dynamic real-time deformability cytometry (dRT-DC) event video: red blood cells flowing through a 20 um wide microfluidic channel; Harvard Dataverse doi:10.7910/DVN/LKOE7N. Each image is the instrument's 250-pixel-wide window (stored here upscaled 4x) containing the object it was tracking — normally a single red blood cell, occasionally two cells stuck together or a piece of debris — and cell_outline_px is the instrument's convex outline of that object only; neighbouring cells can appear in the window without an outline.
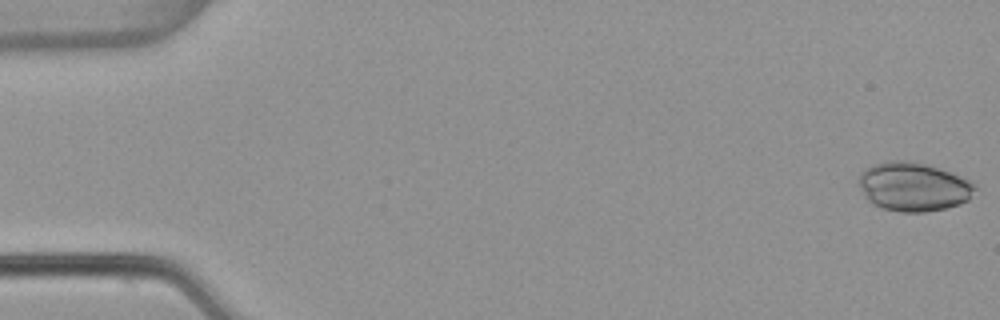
{"species": "common noctule bat (a hibernating species)", "species_latin": "Nyctalus noctula", "temperature_condition": "warm", "stored_images_in_passage": 5, "camera_frame_rate_fps": 3000, "um_per_image_px": 0.085, "animal": {"sex": "female", "body_mass_g": 22.7, "forearm_length_mm": 54.2}, "frame": {"image": 1, "passage_image": 1, "time_ms": 0.0, "image_size_px": [1000, 320], "cell_outline_px": [[976, 188], [968, 200], [960, 204], [944, 208], [924, 212], [900, 212], [884, 208], [872, 204], [864, 196], [860, 188], [860, 172], [864, 168], [872, 164], [888, 160], [904, 160], [924, 164], [972, 180]], "centroid_in_image_um": [77.62, 15.87], "position_along_channel_um": 7.4, "area_um2": 32.95}}
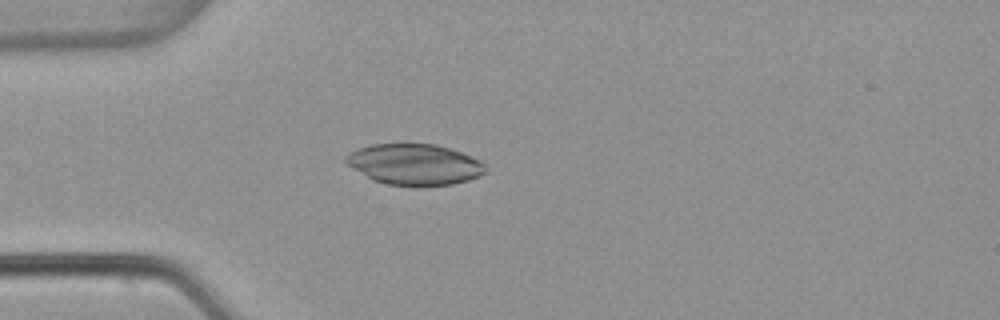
{"frame": {"image": 2, "passage_image": 4, "time_ms": 1.0, "image_size_px": [1000, 320], "cell_outline_px": [[488, 168], [480, 176], [468, 180], [452, 184], [388, 184], [372, 180], [352, 168], [344, 160], [344, 156], [356, 148], [372, 144], [436, 144], [460, 152], [480, 160]], "centroid_in_image_um": [35.2, 13.95], "position_along_channel_um": 49.8, "area_um2": 32.83}}